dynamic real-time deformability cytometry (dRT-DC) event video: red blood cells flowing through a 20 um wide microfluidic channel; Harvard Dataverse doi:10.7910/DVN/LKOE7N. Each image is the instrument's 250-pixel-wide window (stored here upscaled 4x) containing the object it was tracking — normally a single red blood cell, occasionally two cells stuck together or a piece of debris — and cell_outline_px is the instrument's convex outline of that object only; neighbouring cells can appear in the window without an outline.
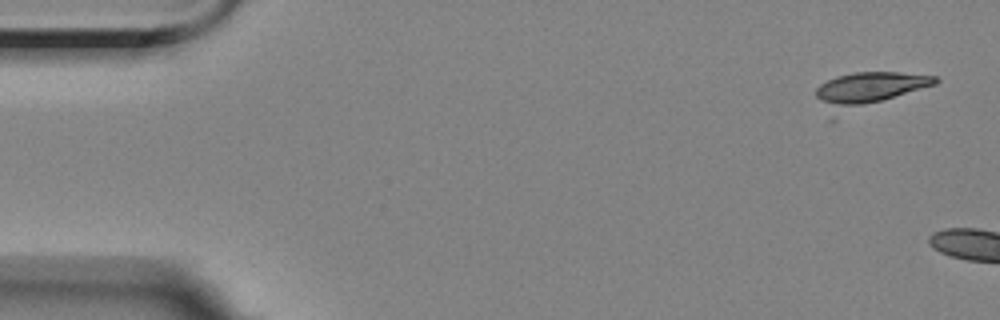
{"species": "Egyptian fruit bat (a non-hibernating species)", "species_latin": "Rousettus aegyptiacus", "temperature_condition": "room temperature", "stored_images_in_passage": 6, "camera_frame_rate_fps": 3000, "um_per_image_px": 0.085, "animal": {"sex": "female"}, "frame": {"image": 1, "passage_image": 1, "time_ms": 0.0, "image_size_px": [1000, 320], "cell_outline_px": [[940, 80], [936, 84], [836, 120], [828, 120], [816, 96], [816, 88], [820, 84], [836, 76], [852, 72], [900, 72], [936, 76]], "centroid_in_image_um": [73.7, 7.72], "position_along_channel_um": 11.3, "area_um2": 25.61}}